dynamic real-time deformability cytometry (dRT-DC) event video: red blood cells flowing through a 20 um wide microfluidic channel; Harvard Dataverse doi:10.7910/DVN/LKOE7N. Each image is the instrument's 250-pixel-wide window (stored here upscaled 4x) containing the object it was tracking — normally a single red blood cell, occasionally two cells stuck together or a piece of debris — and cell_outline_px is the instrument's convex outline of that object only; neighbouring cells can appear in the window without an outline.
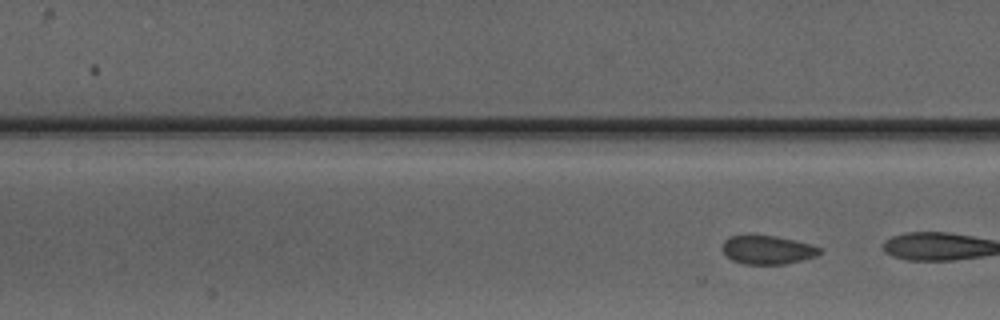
{"species": "Egyptian fruit bat (a non-hibernating species)", "species_latin": "Rousettus aegyptiacus", "temperature_condition": "warm", "stored_images_in_passage": 7, "camera_frame_rate_fps": 3000, "um_per_image_px": 0.085, "animal": {"sex": "male"}, "frame": {"image": 1, "passage_image": 7, "time_ms": 7.667, "image_size_px": [1000, 320], "cell_outline_px": [[824, 248], [816, 256], [784, 264], [744, 264], [732, 260], [720, 248], [724, 240], [728, 236], [776, 236], [796, 240], [812, 244]], "centroid_in_image_um": [65.25, 21.23], "position_along_channel_um": 142.2, "area_um2": 16.24}}